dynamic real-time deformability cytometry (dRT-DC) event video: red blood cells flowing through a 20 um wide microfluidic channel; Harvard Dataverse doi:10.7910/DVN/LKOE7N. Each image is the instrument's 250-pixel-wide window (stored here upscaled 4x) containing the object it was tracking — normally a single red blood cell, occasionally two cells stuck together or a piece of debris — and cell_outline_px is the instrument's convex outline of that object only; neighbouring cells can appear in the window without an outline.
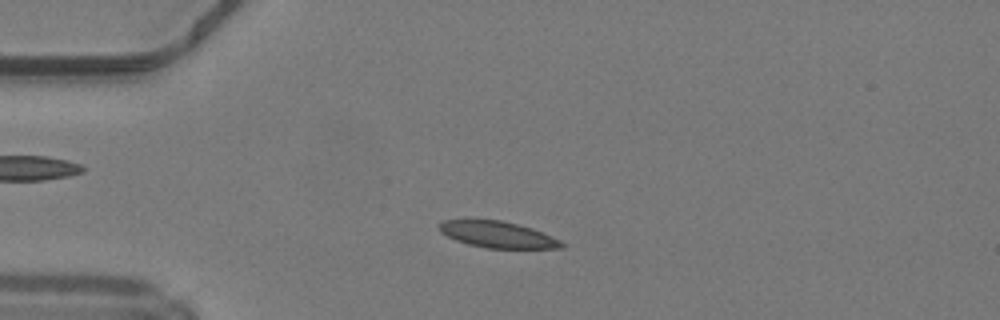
{"species": "common noctule bat (a hibernating species)", "species_latin": "Nyctalus noctula", "temperature_condition": "warm", "stored_images_in_passage": 13, "camera_frame_rate_fps": 3000, "um_per_image_px": 0.085, "animal": {"sex": "male", "body_mass_g": 19.2, "forearm_length_mm": 51.8}, "frame": {"image": 1, "passage_image": 6, "time_ms": 1.667, "image_size_px": [1000, 320], "cell_outline_px": [[564, 248], [484, 248], [468, 244], [456, 240], [440, 232], [440, 224], [444, 220], [464, 216], [500, 220], [532, 228], [552, 236], [560, 240], [564, 244]], "centroid_in_image_um": [42.22, 19.89], "position_along_channel_um": 42.8, "area_um2": 19.36}}